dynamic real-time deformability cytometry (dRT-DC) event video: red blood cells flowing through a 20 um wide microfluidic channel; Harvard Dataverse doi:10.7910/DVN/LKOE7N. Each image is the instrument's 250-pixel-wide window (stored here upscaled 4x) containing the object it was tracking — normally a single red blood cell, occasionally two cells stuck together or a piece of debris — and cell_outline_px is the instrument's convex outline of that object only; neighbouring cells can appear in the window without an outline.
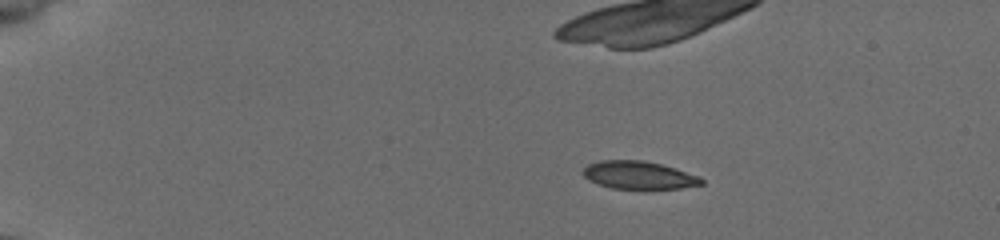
{"species": "common noctule bat (a hibernating species)", "species_latin": "Nyctalus noctula", "temperature_condition": "cold", "stored_images_in_passage": 25, "camera_frame_rate_fps": 3000, "um_per_image_px": 0.085, "animal": {"sex": "female", "body_mass_g": 19.5, "forearm_length_mm": 54.1}, "frame": {"image": 1, "passage_image": 11, "time_ms": 3.333, "image_size_px": [1000, 240], "cell_outline_px": [[704, 184], [680, 188], [612, 188], [600, 184], [584, 176], [584, 168], [588, 164], [600, 160], [644, 160], [660, 164], [700, 176], [704, 180]], "centroid_in_image_um": [54.33, 14.87], "position_along_channel_um": 30.7, "area_um2": 18.84}}